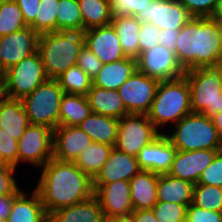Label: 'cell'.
Masks as SVG:
<instances>
[{
    "mask_svg": "<svg viewBox=\"0 0 222 222\" xmlns=\"http://www.w3.org/2000/svg\"><path fill=\"white\" fill-rule=\"evenodd\" d=\"M213 20H221L222 21V0H217V4L213 13L210 16Z\"/></svg>",
    "mask_w": 222,
    "mask_h": 222,
    "instance_id": "obj_52",
    "label": "cell"
},
{
    "mask_svg": "<svg viewBox=\"0 0 222 222\" xmlns=\"http://www.w3.org/2000/svg\"><path fill=\"white\" fill-rule=\"evenodd\" d=\"M186 222H222V212L201 209L190 204L186 210Z\"/></svg>",
    "mask_w": 222,
    "mask_h": 222,
    "instance_id": "obj_46",
    "label": "cell"
},
{
    "mask_svg": "<svg viewBox=\"0 0 222 222\" xmlns=\"http://www.w3.org/2000/svg\"><path fill=\"white\" fill-rule=\"evenodd\" d=\"M217 155L216 150L177 151L169 175L197 184L204 169Z\"/></svg>",
    "mask_w": 222,
    "mask_h": 222,
    "instance_id": "obj_19",
    "label": "cell"
},
{
    "mask_svg": "<svg viewBox=\"0 0 222 222\" xmlns=\"http://www.w3.org/2000/svg\"><path fill=\"white\" fill-rule=\"evenodd\" d=\"M0 222H7L6 220L0 219Z\"/></svg>",
    "mask_w": 222,
    "mask_h": 222,
    "instance_id": "obj_59",
    "label": "cell"
},
{
    "mask_svg": "<svg viewBox=\"0 0 222 222\" xmlns=\"http://www.w3.org/2000/svg\"><path fill=\"white\" fill-rule=\"evenodd\" d=\"M110 24L116 31L125 56L137 59L140 55L138 36L141 22L135 16L123 15L113 17Z\"/></svg>",
    "mask_w": 222,
    "mask_h": 222,
    "instance_id": "obj_29",
    "label": "cell"
},
{
    "mask_svg": "<svg viewBox=\"0 0 222 222\" xmlns=\"http://www.w3.org/2000/svg\"><path fill=\"white\" fill-rule=\"evenodd\" d=\"M159 174L140 170L131 180V202L134 210L152 209L158 202L157 183Z\"/></svg>",
    "mask_w": 222,
    "mask_h": 222,
    "instance_id": "obj_23",
    "label": "cell"
},
{
    "mask_svg": "<svg viewBox=\"0 0 222 222\" xmlns=\"http://www.w3.org/2000/svg\"><path fill=\"white\" fill-rule=\"evenodd\" d=\"M48 79L40 55L36 51L5 71L1 79L2 95L22 99Z\"/></svg>",
    "mask_w": 222,
    "mask_h": 222,
    "instance_id": "obj_8",
    "label": "cell"
},
{
    "mask_svg": "<svg viewBox=\"0 0 222 222\" xmlns=\"http://www.w3.org/2000/svg\"><path fill=\"white\" fill-rule=\"evenodd\" d=\"M135 17L140 22L154 24L160 30L181 29L192 18L179 0H151Z\"/></svg>",
    "mask_w": 222,
    "mask_h": 222,
    "instance_id": "obj_13",
    "label": "cell"
},
{
    "mask_svg": "<svg viewBox=\"0 0 222 222\" xmlns=\"http://www.w3.org/2000/svg\"><path fill=\"white\" fill-rule=\"evenodd\" d=\"M212 123L216 127L219 136H222V112L212 115L211 117Z\"/></svg>",
    "mask_w": 222,
    "mask_h": 222,
    "instance_id": "obj_51",
    "label": "cell"
},
{
    "mask_svg": "<svg viewBox=\"0 0 222 222\" xmlns=\"http://www.w3.org/2000/svg\"><path fill=\"white\" fill-rule=\"evenodd\" d=\"M16 167L0 163V196L6 194H20L23 190L19 188L14 178Z\"/></svg>",
    "mask_w": 222,
    "mask_h": 222,
    "instance_id": "obj_42",
    "label": "cell"
},
{
    "mask_svg": "<svg viewBox=\"0 0 222 222\" xmlns=\"http://www.w3.org/2000/svg\"><path fill=\"white\" fill-rule=\"evenodd\" d=\"M18 195L19 194H6L0 196V219L8 220L14 199Z\"/></svg>",
    "mask_w": 222,
    "mask_h": 222,
    "instance_id": "obj_49",
    "label": "cell"
},
{
    "mask_svg": "<svg viewBox=\"0 0 222 222\" xmlns=\"http://www.w3.org/2000/svg\"><path fill=\"white\" fill-rule=\"evenodd\" d=\"M21 10L15 0H2L0 4V36L26 28Z\"/></svg>",
    "mask_w": 222,
    "mask_h": 222,
    "instance_id": "obj_35",
    "label": "cell"
},
{
    "mask_svg": "<svg viewBox=\"0 0 222 222\" xmlns=\"http://www.w3.org/2000/svg\"><path fill=\"white\" fill-rule=\"evenodd\" d=\"M2 95V86H1V79H0V96Z\"/></svg>",
    "mask_w": 222,
    "mask_h": 222,
    "instance_id": "obj_57",
    "label": "cell"
},
{
    "mask_svg": "<svg viewBox=\"0 0 222 222\" xmlns=\"http://www.w3.org/2000/svg\"><path fill=\"white\" fill-rule=\"evenodd\" d=\"M0 40H1V36H0ZM4 74H5V71L2 69L1 63H0V79L3 78Z\"/></svg>",
    "mask_w": 222,
    "mask_h": 222,
    "instance_id": "obj_56",
    "label": "cell"
},
{
    "mask_svg": "<svg viewBox=\"0 0 222 222\" xmlns=\"http://www.w3.org/2000/svg\"><path fill=\"white\" fill-rule=\"evenodd\" d=\"M138 71L159 82L182 77L185 70L179 64L175 52L157 44L140 53Z\"/></svg>",
    "mask_w": 222,
    "mask_h": 222,
    "instance_id": "obj_11",
    "label": "cell"
},
{
    "mask_svg": "<svg viewBox=\"0 0 222 222\" xmlns=\"http://www.w3.org/2000/svg\"><path fill=\"white\" fill-rule=\"evenodd\" d=\"M52 158L53 130L30 124L18 140V165L24 161L41 168Z\"/></svg>",
    "mask_w": 222,
    "mask_h": 222,
    "instance_id": "obj_10",
    "label": "cell"
},
{
    "mask_svg": "<svg viewBox=\"0 0 222 222\" xmlns=\"http://www.w3.org/2000/svg\"><path fill=\"white\" fill-rule=\"evenodd\" d=\"M78 126L89 135L93 142L115 147L119 119L91 113Z\"/></svg>",
    "mask_w": 222,
    "mask_h": 222,
    "instance_id": "obj_27",
    "label": "cell"
},
{
    "mask_svg": "<svg viewBox=\"0 0 222 222\" xmlns=\"http://www.w3.org/2000/svg\"><path fill=\"white\" fill-rule=\"evenodd\" d=\"M40 173L35 190L49 216L94 195L93 180L74 162L52 158L41 167Z\"/></svg>",
    "mask_w": 222,
    "mask_h": 222,
    "instance_id": "obj_1",
    "label": "cell"
},
{
    "mask_svg": "<svg viewBox=\"0 0 222 222\" xmlns=\"http://www.w3.org/2000/svg\"><path fill=\"white\" fill-rule=\"evenodd\" d=\"M113 146L93 142L75 159V165L92 180L108 160Z\"/></svg>",
    "mask_w": 222,
    "mask_h": 222,
    "instance_id": "obj_31",
    "label": "cell"
},
{
    "mask_svg": "<svg viewBox=\"0 0 222 222\" xmlns=\"http://www.w3.org/2000/svg\"><path fill=\"white\" fill-rule=\"evenodd\" d=\"M92 80L102 68V62L85 45L80 50L77 64Z\"/></svg>",
    "mask_w": 222,
    "mask_h": 222,
    "instance_id": "obj_41",
    "label": "cell"
},
{
    "mask_svg": "<svg viewBox=\"0 0 222 222\" xmlns=\"http://www.w3.org/2000/svg\"><path fill=\"white\" fill-rule=\"evenodd\" d=\"M137 70V59L130 57L103 64L99 73L93 78L92 85L117 90Z\"/></svg>",
    "mask_w": 222,
    "mask_h": 222,
    "instance_id": "obj_25",
    "label": "cell"
},
{
    "mask_svg": "<svg viewBox=\"0 0 222 222\" xmlns=\"http://www.w3.org/2000/svg\"><path fill=\"white\" fill-rule=\"evenodd\" d=\"M84 46L83 32L54 31L39 34L37 51L49 79H56L77 64Z\"/></svg>",
    "mask_w": 222,
    "mask_h": 222,
    "instance_id": "obj_3",
    "label": "cell"
},
{
    "mask_svg": "<svg viewBox=\"0 0 222 222\" xmlns=\"http://www.w3.org/2000/svg\"><path fill=\"white\" fill-rule=\"evenodd\" d=\"M0 163L17 168L18 141L0 128Z\"/></svg>",
    "mask_w": 222,
    "mask_h": 222,
    "instance_id": "obj_39",
    "label": "cell"
},
{
    "mask_svg": "<svg viewBox=\"0 0 222 222\" xmlns=\"http://www.w3.org/2000/svg\"><path fill=\"white\" fill-rule=\"evenodd\" d=\"M177 153L168 136L162 132L151 143L144 146L136 156L139 168L156 174H167Z\"/></svg>",
    "mask_w": 222,
    "mask_h": 222,
    "instance_id": "obj_17",
    "label": "cell"
},
{
    "mask_svg": "<svg viewBox=\"0 0 222 222\" xmlns=\"http://www.w3.org/2000/svg\"><path fill=\"white\" fill-rule=\"evenodd\" d=\"M187 205L158 201L152 211L159 222H186Z\"/></svg>",
    "mask_w": 222,
    "mask_h": 222,
    "instance_id": "obj_38",
    "label": "cell"
},
{
    "mask_svg": "<svg viewBox=\"0 0 222 222\" xmlns=\"http://www.w3.org/2000/svg\"><path fill=\"white\" fill-rule=\"evenodd\" d=\"M175 125L172 134H166L177 151L216 150L219 134L209 116L191 112Z\"/></svg>",
    "mask_w": 222,
    "mask_h": 222,
    "instance_id": "obj_6",
    "label": "cell"
},
{
    "mask_svg": "<svg viewBox=\"0 0 222 222\" xmlns=\"http://www.w3.org/2000/svg\"><path fill=\"white\" fill-rule=\"evenodd\" d=\"M94 196L107 219L131 215L134 207L131 202L130 182L114 181L107 184H93Z\"/></svg>",
    "mask_w": 222,
    "mask_h": 222,
    "instance_id": "obj_14",
    "label": "cell"
},
{
    "mask_svg": "<svg viewBox=\"0 0 222 222\" xmlns=\"http://www.w3.org/2000/svg\"><path fill=\"white\" fill-rule=\"evenodd\" d=\"M59 0H40L35 20L29 25L38 34L56 31V6Z\"/></svg>",
    "mask_w": 222,
    "mask_h": 222,
    "instance_id": "obj_37",
    "label": "cell"
},
{
    "mask_svg": "<svg viewBox=\"0 0 222 222\" xmlns=\"http://www.w3.org/2000/svg\"><path fill=\"white\" fill-rule=\"evenodd\" d=\"M159 81L136 71L118 89L128 113L147 114L155 98Z\"/></svg>",
    "mask_w": 222,
    "mask_h": 222,
    "instance_id": "obj_12",
    "label": "cell"
},
{
    "mask_svg": "<svg viewBox=\"0 0 222 222\" xmlns=\"http://www.w3.org/2000/svg\"><path fill=\"white\" fill-rule=\"evenodd\" d=\"M18 4L24 22L29 26L34 20L39 7L40 0H15Z\"/></svg>",
    "mask_w": 222,
    "mask_h": 222,
    "instance_id": "obj_47",
    "label": "cell"
},
{
    "mask_svg": "<svg viewBox=\"0 0 222 222\" xmlns=\"http://www.w3.org/2000/svg\"><path fill=\"white\" fill-rule=\"evenodd\" d=\"M111 16H136L151 0H109Z\"/></svg>",
    "mask_w": 222,
    "mask_h": 222,
    "instance_id": "obj_40",
    "label": "cell"
},
{
    "mask_svg": "<svg viewBox=\"0 0 222 222\" xmlns=\"http://www.w3.org/2000/svg\"><path fill=\"white\" fill-rule=\"evenodd\" d=\"M215 21L217 23L219 38H220V42H221V45H222V21L221 20H215Z\"/></svg>",
    "mask_w": 222,
    "mask_h": 222,
    "instance_id": "obj_54",
    "label": "cell"
},
{
    "mask_svg": "<svg viewBox=\"0 0 222 222\" xmlns=\"http://www.w3.org/2000/svg\"><path fill=\"white\" fill-rule=\"evenodd\" d=\"M49 222H107V218L93 195L86 201L56 210L49 216Z\"/></svg>",
    "mask_w": 222,
    "mask_h": 222,
    "instance_id": "obj_21",
    "label": "cell"
},
{
    "mask_svg": "<svg viewBox=\"0 0 222 222\" xmlns=\"http://www.w3.org/2000/svg\"><path fill=\"white\" fill-rule=\"evenodd\" d=\"M197 184L222 187V157H214L212 163L201 173Z\"/></svg>",
    "mask_w": 222,
    "mask_h": 222,
    "instance_id": "obj_43",
    "label": "cell"
},
{
    "mask_svg": "<svg viewBox=\"0 0 222 222\" xmlns=\"http://www.w3.org/2000/svg\"><path fill=\"white\" fill-rule=\"evenodd\" d=\"M91 143L89 135L79 126H58L53 130V158L74 162Z\"/></svg>",
    "mask_w": 222,
    "mask_h": 222,
    "instance_id": "obj_18",
    "label": "cell"
},
{
    "mask_svg": "<svg viewBox=\"0 0 222 222\" xmlns=\"http://www.w3.org/2000/svg\"><path fill=\"white\" fill-rule=\"evenodd\" d=\"M65 94L56 79H48L21 99L30 124L52 130L59 126L60 102Z\"/></svg>",
    "mask_w": 222,
    "mask_h": 222,
    "instance_id": "obj_7",
    "label": "cell"
},
{
    "mask_svg": "<svg viewBox=\"0 0 222 222\" xmlns=\"http://www.w3.org/2000/svg\"><path fill=\"white\" fill-rule=\"evenodd\" d=\"M56 31L83 32V19L78 0L58 1Z\"/></svg>",
    "mask_w": 222,
    "mask_h": 222,
    "instance_id": "obj_33",
    "label": "cell"
},
{
    "mask_svg": "<svg viewBox=\"0 0 222 222\" xmlns=\"http://www.w3.org/2000/svg\"><path fill=\"white\" fill-rule=\"evenodd\" d=\"M192 112L211 117L222 112L221 65L186 71Z\"/></svg>",
    "mask_w": 222,
    "mask_h": 222,
    "instance_id": "obj_5",
    "label": "cell"
},
{
    "mask_svg": "<svg viewBox=\"0 0 222 222\" xmlns=\"http://www.w3.org/2000/svg\"><path fill=\"white\" fill-rule=\"evenodd\" d=\"M107 222H135L133 215L117 216L107 219Z\"/></svg>",
    "mask_w": 222,
    "mask_h": 222,
    "instance_id": "obj_53",
    "label": "cell"
},
{
    "mask_svg": "<svg viewBox=\"0 0 222 222\" xmlns=\"http://www.w3.org/2000/svg\"><path fill=\"white\" fill-rule=\"evenodd\" d=\"M141 169L137 158L113 147L108 160L93 179V184H107L114 181H129Z\"/></svg>",
    "mask_w": 222,
    "mask_h": 222,
    "instance_id": "obj_20",
    "label": "cell"
},
{
    "mask_svg": "<svg viewBox=\"0 0 222 222\" xmlns=\"http://www.w3.org/2000/svg\"><path fill=\"white\" fill-rule=\"evenodd\" d=\"M190 88L183 75L174 80L159 82L148 119L159 130L165 123H177L191 113Z\"/></svg>",
    "mask_w": 222,
    "mask_h": 222,
    "instance_id": "obj_4",
    "label": "cell"
},
{
    "mask_svg": "<svg viewBox=\"0 0 222 222\" xmlns=\"http://www.w3.org/2000/svg\"><path fill=\"white\" fill-rule=\"evenodd\" d=\"M59 126H78L91 113L86 96L65 93L60 102Z\"/></svg>",
    "mask_w": 222,
    "mask_h": 222,
    "instance_id": "obj_30",
    "label": "cell"
},
{
    "mask_svg": "<svg viewBox=\"0 0 222 222\" xmlns=\"http://www.w3.org/2000/svg\"><path fill=\"white\" fill-rule=\"evenodd\" d=\"M159 32L160 29L154 24L141 22L138 36L140 53L159 44Z\"/></svg>",
    "mask_w": 222,
    "mask_h": 222,
    "instance_id": "obj_45",
    "label": "cell"
},
{
    "mask_svg": "<svg viewBox=\"0 0 222 222\" xmlns=\"http://www.w3.org/2000/svg\"><path fill=\"white\" fill-rule=\"evenodd\" d=\"M29 194L22 191L12 204L11 213L8 216L7 222H49L47 214L39 193L33 190Z\"/></svg>",
    "mask_w": 222,
    "mask_h": 222,
    "instance_id": "obj_24",
    "label": "cell"
},
{
    "mask_svg": "<svg viewBox=\"0 0 222 222\" xmlns=\"http://www.w3.org/2000/svg\"><path fill=\"white\" fill-rule=\"evenodd\" d=\"M30 125L21 99L0 96V128L17 141Z\"/></svg>",
    "mask_w": 222,
    "mask_h": 222,
    "instance_id": "obj_22",
    "label": "cell"
},
{
    "mask_svg": "<svg viewBox=\"0 0 222 222\" xmlns=\"http://www.w3.org/2000/svg\"><path fill=\"white\" fill-rule=\"evenodd\" d=\"M216 152L218 156L222 157V136L219 137V142H218Z\"/></svg>",
    "mask_w": 222,
    "mask_h": 222,
    "instance_id": "obj_55",
    "label": "cell"
},
{
    "mask_svg": "<svg viewBox=\"0 0 222 222\" xmlns=\"http://www.w3.org/2000/svg\"><path fill=\"white\" fill-rule=\"evenodd\" d=\"M86 97L92 113L117 119L129 114L117 90L103 89L92 85Z\"/></svg>",
    "mask_w": 222,
    "mask_h": 222,
    "instance_id": "obj_26",
    "label": "cell"
},
{
    "mask_svg": "<svg viewBox=\"0 0 222 222\" xmlns=\"http://www.w3.org/2000/svg\"><path fill=\"white\" fill-rule=\"evenodd\" d=\"M192 204L201 209L222 212V187L194 184Z\"/></svg>",
    "mask_w": 222,
    "mask_h": 222,
    "instance_id": "obj_36",
    "label": "cell"
},
{
    "mask_svg": "<svg viewBox=\"0 0 222 222\" xmlns=\"http://www.w3.org/2000/svg\"><path fill=\"white\" fill-rule=\"evenodd\" d=\"M188 13L195 18L210 17L217 0H179Z\"/></svg>",
    "mask_w": 222,
    "mask_h": 222,
    "instance_id": "obj_44",
    "label": "cell"
},
{
    "mask_svg": "<svg viewBox=\"0 0 222 222\" xmlns=\"http://www.w3.org/2000/svg\"><path fill=\"white\" fill-rule=\"evenodd\" d=\"M180 29H162L159 32V44L175 52L176 40Z\"/></svg>",
    "mask_w": 222,
    "mask_h": 222,
    "instance_id": "obj_48",
    "label": "cell"
},
{
    "mask_svg": "<svg viewBox=\"0 0 222 222\" xmlns=\"http://www.w3.org/2000/svg\"><path fill=\"white\" fill-rule=\"evenodd\" d=\"M56 80L67 94L86 96L92 86V79L77 65L69 67Z\"/></svg>",
    "mask_w": 222,
    "mask_h": 222,
    "instance_id": "obj_34",
    "label": "cell"
},
{
    "mask_svg": "<svg viewBox=\"0 0 222 222\" xmlns=\"http://www.w3.org/2000/svg\"><path fill=\"white\" fill-rule=\"evenodd\" d=\"M39 34L30 26L1 36L0 63L4 71L37 51Z\"/></svg>",
    "mask_w": 222,
    "mask_h": 222,
    "instance_id": "obj_15",
    "label": "cell"
},
{
    "mask_svg": "<svg viewBox=\"0 0 222 222\" xmlns=\"http://www.w3.org/2000/svg\"><path fill=\"white\" fill-rule=\"evenodd\" d=\"M78 2L83 19V32L111 23L109 0H78Z\"/></svg>",
    "mask_w": 222,
    "mask_h": 222,
    "instance_id": "obj_32",
    "label": "cell"
},
{
    "mask_svg": "<svg viewBox=\"0 0 222 222\" xmlns=\"http://www.w3.org/2000/svg\"><path fill=\"white\" fill-rule=\"evenodd\" d=\"M175 55L186 71L222 64V45L217 23L210 17H192L180 30Z\"/></svg>",
    "mask_w": 222,
    "mask_h": 222,
    "instance_id": "obj_2",
    "label": "cell"
},
{
    "mask_svg": "<svg viewBox=\"0 0 222 222\" xmlns=\"http://www.w3.org/2000/svg\"><path fill=\"white\" fill-rule=\"evenodd\" d=\"M194 184L171 175L160 174L157 183V200L189 206L193 202Z\"/></svg>",
    "mask_w": 222,
    "mask_h": 222,
    "instance_id": "obj_28",
    "label": "cell"
},
{
    "mask_svg": "<svg viewBox=\"0 0 222 222\" xmlns=\"http://www.w3.org/2000/svg\"><path fill=\"white\" fill-rule=\"evenodd\" d=\"M84 45L102 62L108 64L126 58L114 27H94L83 32Z\"/></svg>",
    "mask_w": 222,
    "mask_h": 222,
    "instance_id": "obj_16",
    "label": "cell"
},
{
    "mask_svg": "<svg viewBox=\"0 0 222 222\" xmlns=\"http://www.w3.org/2000/svg\"><path fill=\"white\" fill-rule=\"evenodd\" d=\"M162 131L148 119L147 114L129 113L119 119L118 135L115 147L124 153L137 156L139 151Z\"/></svg>",
    "mask_w": 222,
    "mask_h": 222,
    "instance_id": "obj_9",
    "label": "cell"
},
{
    "mask_svg": "<svg viewBox=\"0 0 222 222\" xmlns=\"http://www.w3.org/2000/svg\"><path fill=\"white\" fill-rule=\"evenodd\" d=\"M221 87H222V64H221Z\"/></svg>",
    "mask_w": 222,
    "mask_h": 222,
    "instance_id": "obj_58",
    "label": "cell"
},
{
    "mask_svg": "<svg viewBox=\"0 0 222 222\" xmlns=\"http://www.w3.org/2000/svg\"><path fill=\"white\" fill-rule=\"evenodd\" d=\"M132 215L135 219V222H159L156 220L152 209L134 210Z\"/></svg>",
    "mask_w": 222,
    "mask_h": 222,
    "instance_id": "obj_50",
    "label": "cell"
}]
</instances>
